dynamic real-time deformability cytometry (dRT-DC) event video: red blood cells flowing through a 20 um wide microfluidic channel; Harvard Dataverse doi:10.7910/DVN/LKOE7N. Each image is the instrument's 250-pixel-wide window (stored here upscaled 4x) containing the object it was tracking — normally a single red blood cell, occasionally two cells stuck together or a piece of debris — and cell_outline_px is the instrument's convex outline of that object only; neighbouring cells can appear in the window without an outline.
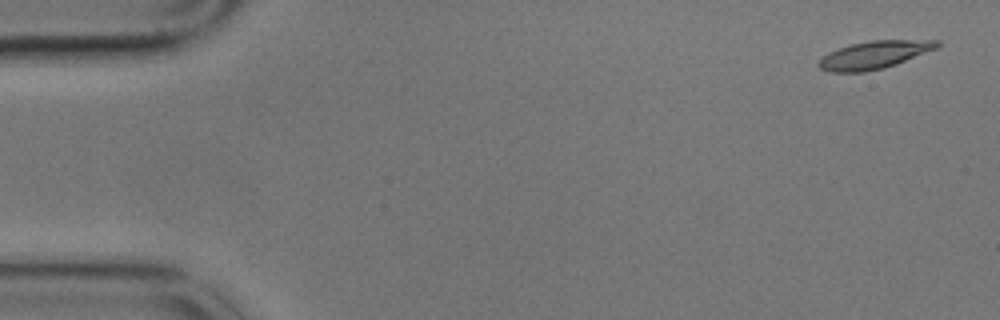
{"species": "common noctule bat (a hibernating species)", "species_latin": "Nyctalus noctula", "temperature_condition": "cold", "stored_images_in_passage": 58, "camera_frame_rate_fps": 3000, "um_per_image_px": 0.085, "animal": {"sex": "male", "body_mass_g": 17.9}, "frame": {"image": 1, "passage_image": 2, "time_ms": 0.333, "image_size_px": [1000, 320], "cell_outline_px": [[940, 44], [936, 48], [896, 64], [884, 68], [864, 72], [832, 72], [820, 68], [816, 64], [828, 52], [852, 44], [872, 40], [940, 40]], "centroid_in_image_um": [74.3, 4.67], "position_along_channel_um": 10.7, "area_um2": 18.9}}
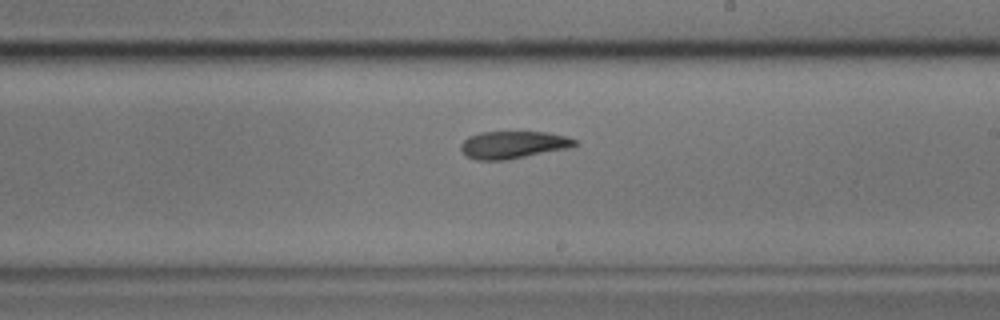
{"frame": {"image": 2, "passage_image": 33, "time_ms": 10.667, "image_size_px": [1000, 320], "cell_outline_px": [[580, 144], [568, 148], [504, 160], [476, 160], [468, 156], [460, 148], [460, 144], [468, 136], [480, 132], [548, 132], [568, 136], [576, 140]], "centroid_in_image_um": [43.64, 12.29], "position_along_channel_um": 245.4, "area_um2": 18.15}}
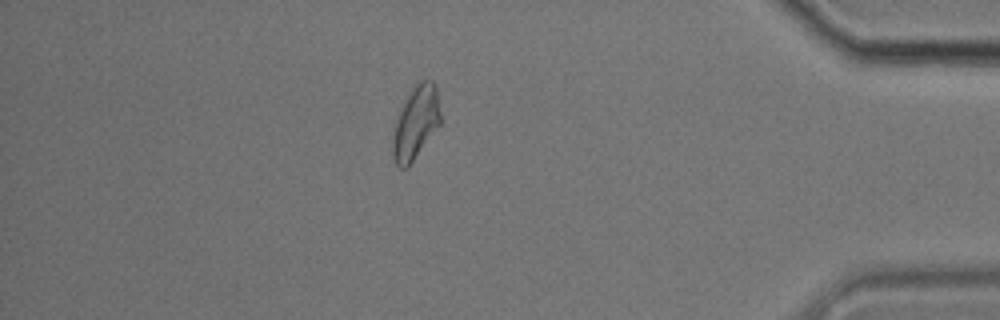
{"frame": {"image": 3, "passage_image": 50, "time_ms": 16.333, "image_size_px": [1000, 320], "cell_outline_px": [[440, 124], [408, 168], [400, 168], [396, 164], [392, 156], [392, 140], [396, 120], [412, 88], [420, 80], [432, 80], [436, 84], [440, 112]], "centroid_in_image_um": [35.34, 10.45], "position_along_channel_um": 399.9, "area_um2": 20.11}, "authors_computed_cell_mechanics": {"area_um2": 19.3919, "velocity_mm_per_s": 3.419, "shape_relaxation_time_tau1_ms": 6.6589, "shape_relaxation_time_tau2_ms": 2.7131, "deformation_change_tau1": 0.1738, "deformation_change_tau2": 0.0874}}